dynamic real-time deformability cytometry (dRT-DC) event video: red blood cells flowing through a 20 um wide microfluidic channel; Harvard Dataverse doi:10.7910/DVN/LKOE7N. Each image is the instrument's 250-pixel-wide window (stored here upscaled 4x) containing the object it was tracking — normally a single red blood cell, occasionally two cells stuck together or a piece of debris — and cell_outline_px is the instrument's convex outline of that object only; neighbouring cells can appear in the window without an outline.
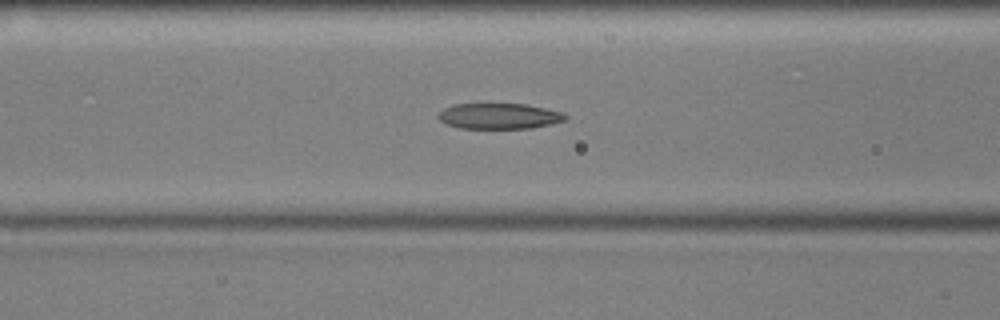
{"species": "common noctule bat (a hibernating species)", "species_latin": "Nyctalus noctula", "temperature_condition": "cold", "stored_images_in_passage": 41, "camera_frame_rate_fps": 3000, "um_per_image_px": 0.085, "animal": {"sex": "male", "body_mass_g": 17.9, "forearm_length_mm": 54.2}, "frame": {"image": 1, "passage_image": 15, "time_ms": 4.667, "image_size_px": [1000, 320], "cell_outline_px": [[568, 120], [552, 124], [532, 128], [460, 128], [444, 124], [436, 116], [444, 108], [456, 104], [524, 104], [564, 112], [568, 116]], "centroid_in_image_um": [42.45, 9.87], "position_along_channel_um": 124.1, "area_um2": 19.13}}
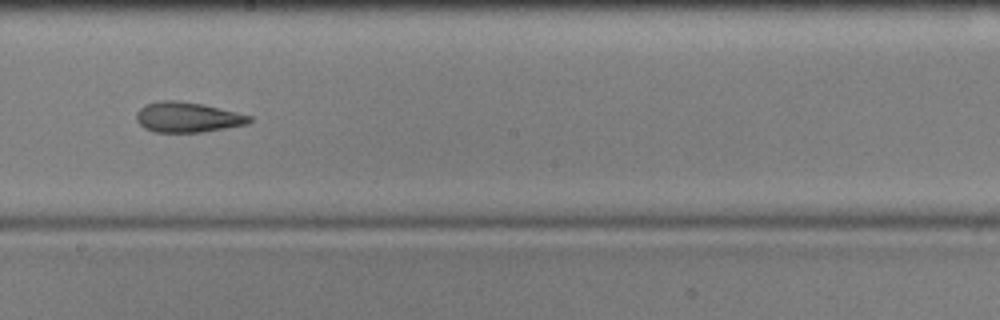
{"frame": {"image": 2, "passage_image": 24, "time_ms": 7.667, "image_size_px": [1000, 320], "cell_outline_px": [[252, 120], [248, 124], [200, 132], [156, 132], [144, 128], [136, 120], [136, 112], [144, 104], [160, 100], [176, 100], [204, 104], [252, 116]], "centroid_in_image_um": [15.91, 9.95], "position_along_channel_um": 232.3, "area_um2": 19.94}}
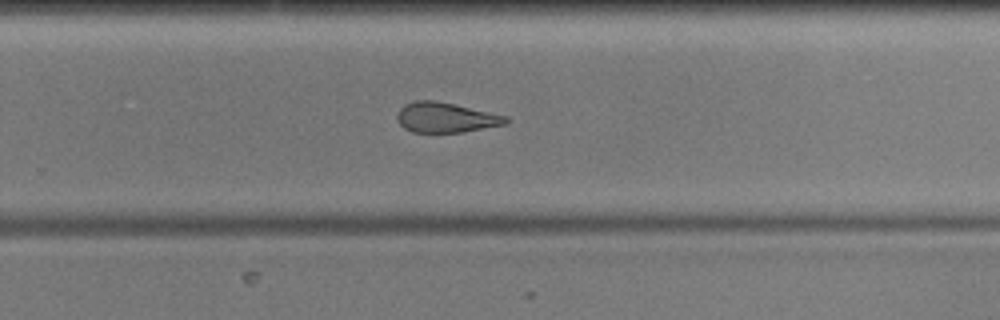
{"frame": {"image": 3, "passage_image": 29, "time_ms": 9.333, "image_size_px": [1000, 320], "cell_outline_px": [[512, 120], [508, 124], [464, 132], [412, 132], [404, 128], [400, 124], [396, 116], [400, 108], [404, 104], [416, 100], [436, 100], [456, 104], [508, 116]], "centroid_in_image_um": [37.94, 9.98], "position_along_channel_um": 291.9, "area_um2": 19.36}, "authors_computed_cell_mechanics": {"area_um2": 19.941, "velocity_mm_per_s": 3.6024, "shape_relaxation_time_tau1_ms": 9.6284, "shape_relaxation_time_tau2_ms": 3.7771, "deformation_change_tau1": 0.2498, "deformation_change_tau2": 0.1336}}